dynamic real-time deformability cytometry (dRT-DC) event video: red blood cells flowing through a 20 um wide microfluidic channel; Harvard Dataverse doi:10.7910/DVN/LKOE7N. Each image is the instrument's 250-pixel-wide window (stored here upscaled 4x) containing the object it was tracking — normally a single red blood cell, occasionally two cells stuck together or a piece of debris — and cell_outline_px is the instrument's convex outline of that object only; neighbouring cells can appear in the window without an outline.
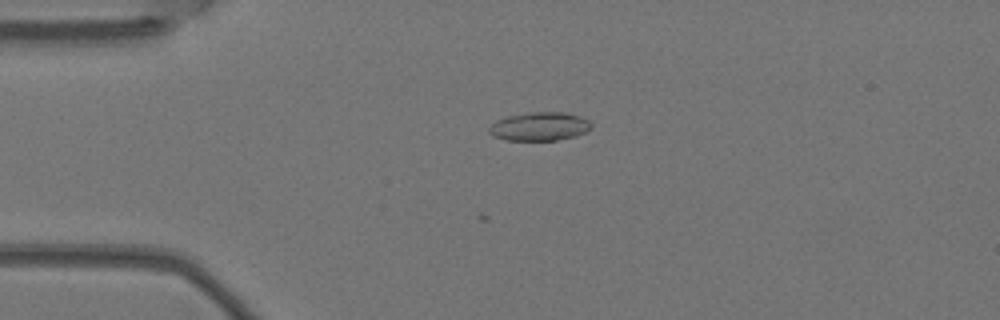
{"species": "Egyptian fruit bat (a non-hibernating species)", "species_latin": "Rousettus aegyptiacus", "temperature_condition": "warm", "stored_images_in_passage": 6, "camera_frame_rate_fps": 3000, "um_per_image_px": 0.085, "animal": {"sex": "female"}, "frame": {"image": 1, "passage_image": 4, "time_ms": 1.0, "image_size_px": [1000, 320], "cell_outline_px": [[592, 124], [584, 132], [576, 136], [556, 140], [504, 140], [492, 136], [488, 132], [488, 128], [496, 120], [508, 116], [528, 112], [568, 112], [580, 116], [588, 120]], "centroid_in_image_um": [45.83, 10.74], "position_along_channel_um": 39.2, "area_um2": 17.05}}
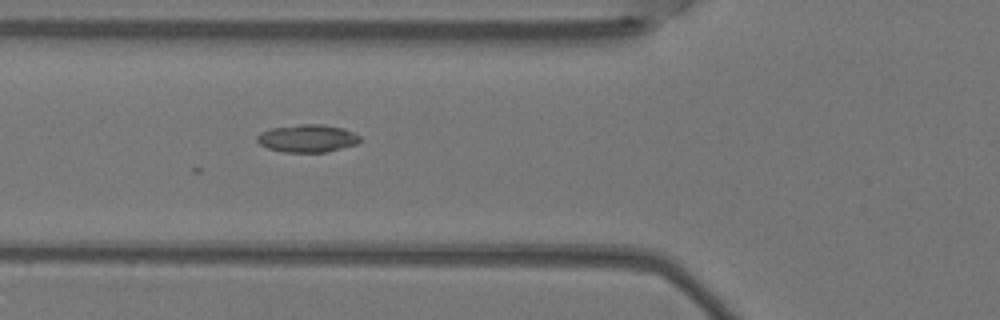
{"frame": {"image": 2, "passage_image": 6, "time_ms": 1.667, "image_size_px": [1000, 320], "cell_outline_px": [[360, 140], [356, 144], [328, 152], [284, 152], [268, 148], [260, 144], [256, 140], [256, 136], [260, 132], [272, 128], [300, 124], [324, 124], [344, 128], [360, 136]], "centroid_in_image_um": [26.12, 11.76], "position_along_channel_um": 99.7, "area_um2": 16.65}}